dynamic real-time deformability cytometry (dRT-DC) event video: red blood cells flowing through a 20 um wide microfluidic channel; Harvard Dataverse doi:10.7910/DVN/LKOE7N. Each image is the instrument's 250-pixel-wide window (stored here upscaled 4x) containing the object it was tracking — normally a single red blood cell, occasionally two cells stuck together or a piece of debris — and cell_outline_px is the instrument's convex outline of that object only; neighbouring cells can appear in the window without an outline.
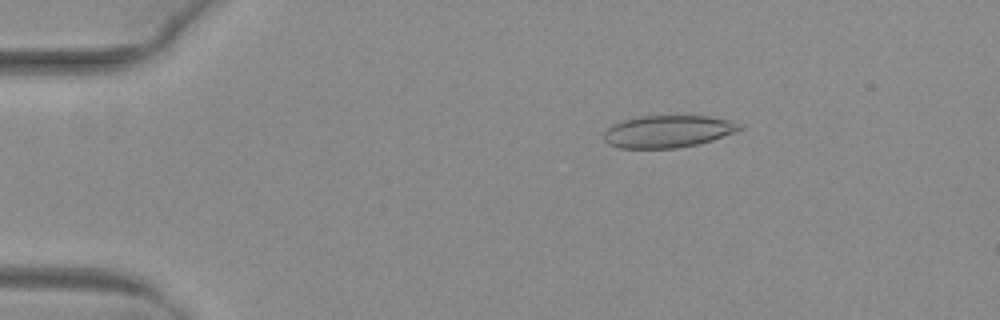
{"species": "common noctule bat (a hibernating species)", "species_latin": "Nyctalus noctula", "temperature_condition": "warm", "stored_images_in_passage": 51, "camera_frame_rate_fps": 3000, "um_per_image_px": 0.085, "animal": {"sex": "female", "body_mass_g": 29.2, "forearm_length_mm": 56.3}, "frame": {"image": 1, "passage_image": 9, "time_ms": 2.667, "image_size_px": [1000, 320], "cell_outline_px": [[744, 128], [736, 132], [712, 140], [696, 144], [676, 148], [620, 148], [608, 144], [604, 140], [604, 132], [612, 124], [624, 120], [640, 116], [708, 116], [728, 120], [744, 124]], "centroid_in_image_um": [56.79, 11.17], "position_along_channel_um": 28.2, "area_um2": 25.49}}
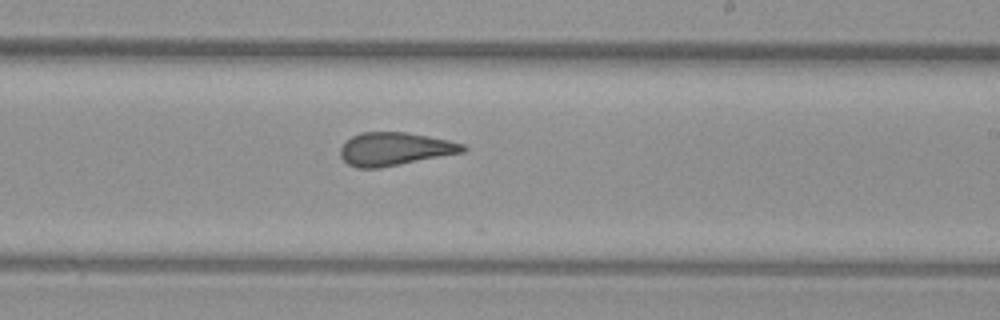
{"frame": {"image": 2, "passage_image": 31, "time_ms": 10.0, "image_size_px": [1000, 320], "cell_outline_px": [[468, 148], [464, 152], [380, 168], [356, 168], [348, 164], [340, 156], [340, 148], [352, 136], [360, 132], [408, 132], [448, 140], [464, 144]], "centroid_in_image_um": [33.56, 12.66], "position_along_channel_um": 255.4, "area_um2": 23.64}}
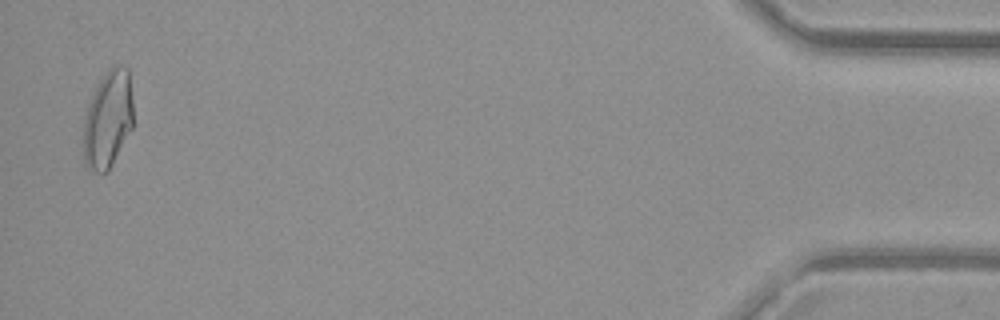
{"frame": {"image": 3, "passage_image": 50, "time_ms": 16.333, "image_size_px": [1000, 320], "cell_outline_px": [[132, 128], [108, 172], [92, 172], [84, 164], [84, 120], [88, 104], [104, 72], [112, 64], [124, 64], [128, 68], [132, 100]], "centroid_in_image_um": [9.18, 10.12], "position_along_channel_um": 426.0, "area_um2": 28.38}, "authors_computed_cell_mechanics": {"area_um2": 25.143, "velocity_mm_per_s": 4.0797, "shape_relaxation_time_tau1_ms": null, "shape_relaxation_time_tau2_ms": 1.5606, "deformation_change_tau1": null, "deformation_change_tau2": 0.1025}}